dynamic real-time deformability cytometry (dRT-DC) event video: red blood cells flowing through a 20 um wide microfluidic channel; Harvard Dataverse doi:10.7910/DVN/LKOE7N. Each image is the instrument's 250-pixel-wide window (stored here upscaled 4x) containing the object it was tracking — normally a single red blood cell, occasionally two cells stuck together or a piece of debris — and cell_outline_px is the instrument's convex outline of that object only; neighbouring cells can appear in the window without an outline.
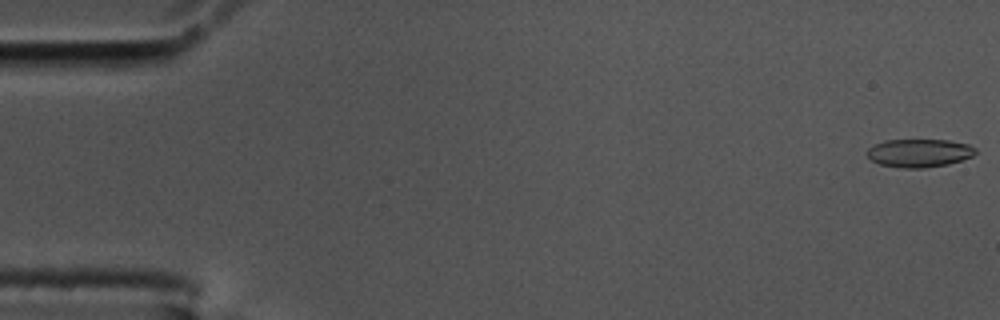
{"species": "common noctule bat (a hibernating species)", "species_latin": "Nyctalus noctula", "temperature_condition": "cold", "stored_images_in_passage": 58, "camera_frame_rate_fps": 3000, "um_per_image_px": 0.085, "animal": {"sex": "male", "body_mass_g": 17.5, "forearm_length_mm": 52.3}, "frame": {"image": 1, "passage_image": 1, "time_ms": 0.0, "image_size_px": [1000, 320], "cell_outline_px": [[976, 152], [972, 156], [948, 164], [924, 168], [900, 168], [880, 164], [872, 160], [868, 156], [868, 148], [884, 140], [948, 140], [968, 144], [976, 148]], "centroid_in_image_um": [78.14, 13.0], "position_along_channel_um": 6.9, "area_um2": 17.69}}
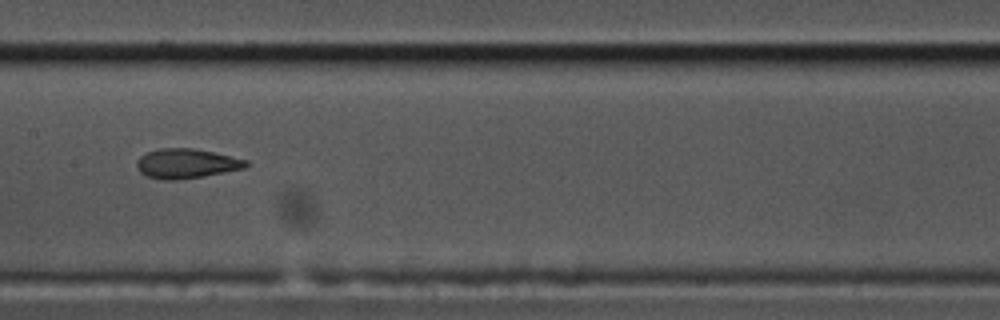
{"frame": {"image": 2, "passage_image": 29, "time_ms": 9.333, "image_size_px": [1000, 320], "cell_outline_px": [[248, 164], [244, 168], [204, 176], [176, 180], [164, 180], [148, 176], [140, 172], [136, 164], [136, 160], [140, 156], [148, 152], [160, 148], [192, 148], [212, 152], [248, 160]], "centroid_in_image_um": [15.82, 13.9], "position_along_channel_um": 191.6, "area_um2": 18.67}}
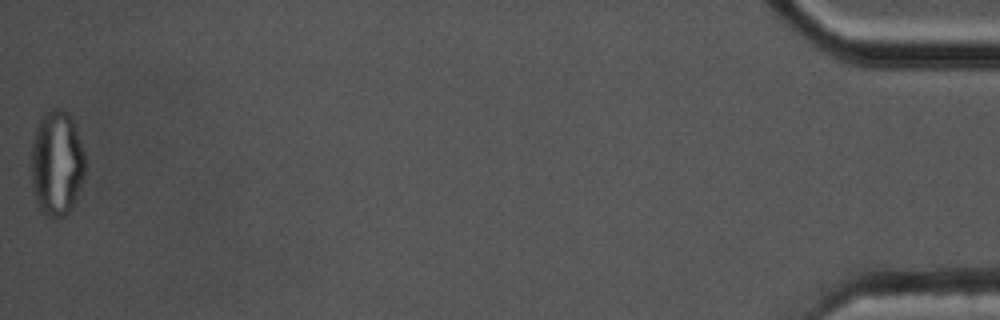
{"frame": {"image": 3, "passage_image": 58, "time_ms": 19.0, "image_size_px": [1000, 320], "cell_outline_px": [[84, 180], [72, 208], [64, 216], [44, 216], [32, 192], [32, 140], [36, 128], [44, 112], [56, 108], [68, 112], [72, 120], [84, 152]], "centroid_in_image_um": [4.82, 13.89], "position_along_channel_um": 430.4, "area_um2": 32.95}, "authors_computed_cell_mechanics": {"area_um2": 18.8717, "velocity_mm_per_s": 3.4803, "shape_relaxation_time_tau1_ms": 10.7637, "shape_relaxation_time_tau2_ms": 1.8262, "deformation_change_tau1": 0.275, "deformation_change_tau2": 0.0818}}